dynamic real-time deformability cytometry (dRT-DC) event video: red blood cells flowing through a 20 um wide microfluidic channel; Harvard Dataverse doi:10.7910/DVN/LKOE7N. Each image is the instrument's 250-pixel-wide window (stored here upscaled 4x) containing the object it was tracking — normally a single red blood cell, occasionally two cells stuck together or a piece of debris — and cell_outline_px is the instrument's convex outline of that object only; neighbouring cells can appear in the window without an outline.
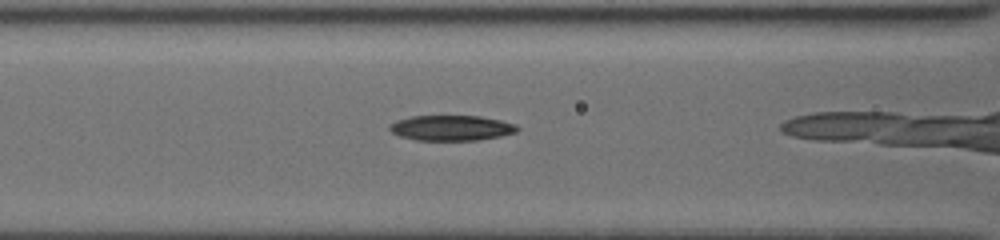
{"species": "common noctule bat (a hibernating species)", "species_latin": "Nyctalus noctula", "temperature_condition": "cold", "stored_images_in_passage": 43, "camera_frame_rate_fps": 3000, "um_per_image_px": 0.085, "animal": {"sex": "female", "body_mass_g": 19.5, "forearm_length_mm": 54.1}, "frame": {"image": 1, "passage_image": 21, "time_ms": 6.667, "image_size_px": [1000, 240], "cell_outline_px": [[520, 128], [516, 132], [500, 136], [476, 140], [416, 140], [400, 136], [392, 132], [388, 128], [388, 124], [396, 120], [412, 116], [480, 116], [500, 120], [516, 124]], "centroid_in_image_um": [38.35, 10.87], "position_along_channel_um": 128.3, "area_um2": 18.84}}
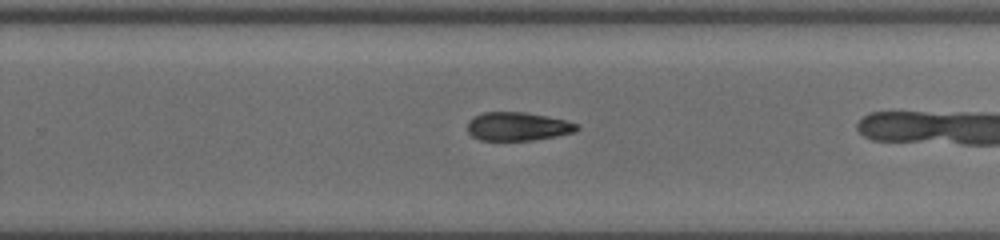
{"frame": {"image": 2, "passage_image": 33, "time_ms": 10.667, "image_size_px": [1000, 240], "cell_outline_px": [[580, 128], [576, 132], [556, 136], [532, 140], [480, 140], [472, 136], [468, 132], [468, 120], [484, 112], [524, 112], [568, 120], [580, 124]], "centroid_in_image_um": [44.06, 10.75], "position_along_channel_um": 285.7, "area_um2": 18.26}}
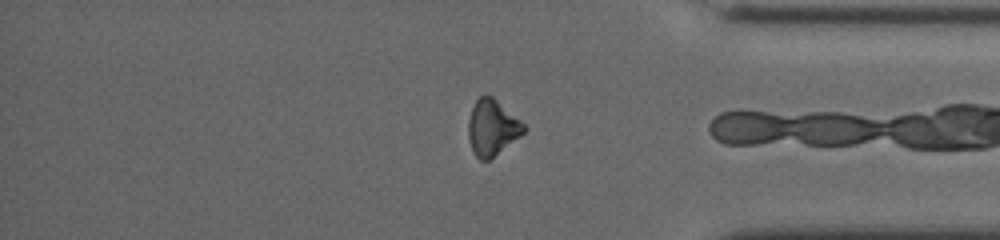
{"frame": {"image": 3, "passage_image": 42, "time_ms": 13.667, "image_size_px": [1000, 240], "cell_outline_px": [[528, 128], [524, 132], [488, 160], [480, 160], [472, 152], [468, 136], [468, 120], [472, 108], [476, 100], [480, 96], [492, 96], [520, 120]], "centroid_in_image_um": [41.81, 10.84], "position_along_channel_um": 393.4, "area_um2": 17.69}}